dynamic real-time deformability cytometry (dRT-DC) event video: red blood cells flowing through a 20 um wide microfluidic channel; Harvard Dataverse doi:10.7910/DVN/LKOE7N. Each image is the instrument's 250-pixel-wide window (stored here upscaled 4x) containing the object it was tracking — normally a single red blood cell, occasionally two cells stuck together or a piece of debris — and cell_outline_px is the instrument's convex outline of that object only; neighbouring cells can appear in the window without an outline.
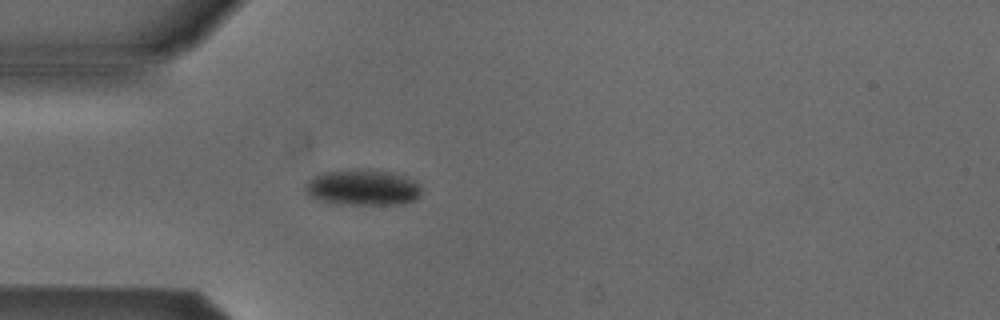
{"species": "Egyptian fruit bat (a non-hibernating species)", "species_latin": "Rousettus aegyptiacus", "temperature_condition": "cold", "stored_images_in_passage": 4, "camera_frame_rate_fps": 3000, "um_per_image_px": 0.085, "animal": {"sex": "male"}, "frame": {"image": 1, "passage_image": 4, "time_ms": 1.0, "image_size_px": [1000, 320], "cell_outline_px": [[420, 196], [416, 200], [400, 204], [332, 204], [308, 196], [308, 180], [324, 172], [356, 168], [364, 168], [388, 172], [404, 176], [416, 180], [420, 184]], "centroid_in_image_um": [30.88, 15.93], "position_along_channel_um": 54.1, "area_um2": 24.33}}